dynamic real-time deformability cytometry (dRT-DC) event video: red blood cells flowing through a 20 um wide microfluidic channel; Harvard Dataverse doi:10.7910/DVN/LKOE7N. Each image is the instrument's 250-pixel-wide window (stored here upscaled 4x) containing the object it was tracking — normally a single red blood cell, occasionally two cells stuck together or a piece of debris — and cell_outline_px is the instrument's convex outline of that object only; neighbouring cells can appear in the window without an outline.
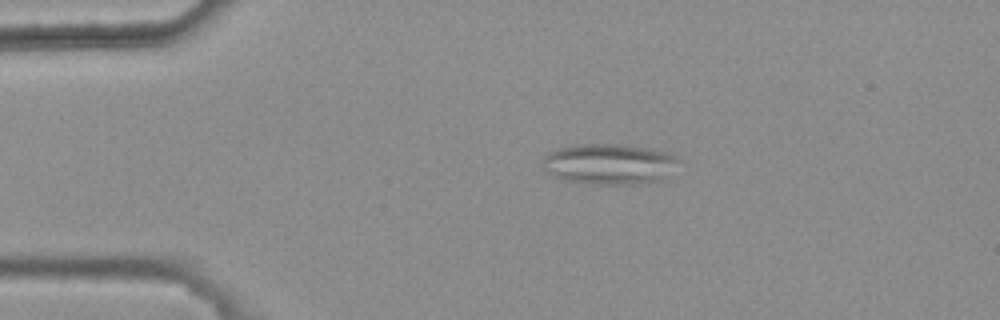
{"species": "common noctule bat (a hibernating species)", "species_latin": "Nyctalus noctula", "temperature_condition": "warm", "stored_images_in_passage": 3, "camera_frame_rate_fps": 3000, "um_per_image_px": 0.085, "animal": {"sex": "female", "body_mass_g": 25.1}, "frame": {"image": 1, "passage_image": 2, "time_ms": 0.333, "image_size_px": [1000, 320], "cell_outline_px": [[676, 160], [664, 180], [632, 184], [588, 184], [564, 180], [556, 176], [544, 168], [540, 164], [544, 156], [548, 152], [556, 148], [572, 144], [616, 144], [648, 148], [664, 152], [676, 156]], "centroid_in_image_um": [51.69, 13.93], "position_along_channel_um": 33.3, "area_um2": 32.02}}